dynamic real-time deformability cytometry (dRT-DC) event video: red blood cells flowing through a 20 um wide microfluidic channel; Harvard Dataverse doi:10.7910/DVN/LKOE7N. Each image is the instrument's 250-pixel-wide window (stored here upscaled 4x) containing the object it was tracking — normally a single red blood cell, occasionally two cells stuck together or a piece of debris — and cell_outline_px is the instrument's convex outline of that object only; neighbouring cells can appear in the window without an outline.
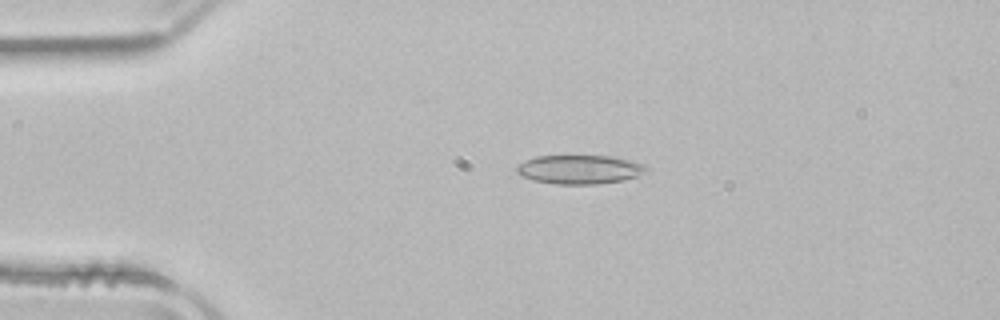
{"species": "common noctule bat (a hibernating species)", "species_latin": "Nyctalus noctula", "temperature_condition": "room temperature", "stored_images_in_passage": 4, "camera_frame_rate_fps": 3000, "um_per_image_px": 0.085, "animal": {"sex": "male", "body_mass_g": 21.5, "forearm_length_mm": 52.0}, "frame": {"image": 1, "passage_image": 3, "time_ms": 0.667, "image_size_px": [1000, 320], "cell_outline_px": [[648, 168], [636, 176], [624, 180], [596, 184], [556, 184], [532, 180], [520, 176], [516, 172], [516, 168], [524, 160], [536, 156], [612, 156], [644, 164]], "centroid_in_image_um": [49.21, 14.4], "position_along_channel_um": 35.8, "area_um2": 21.73}}
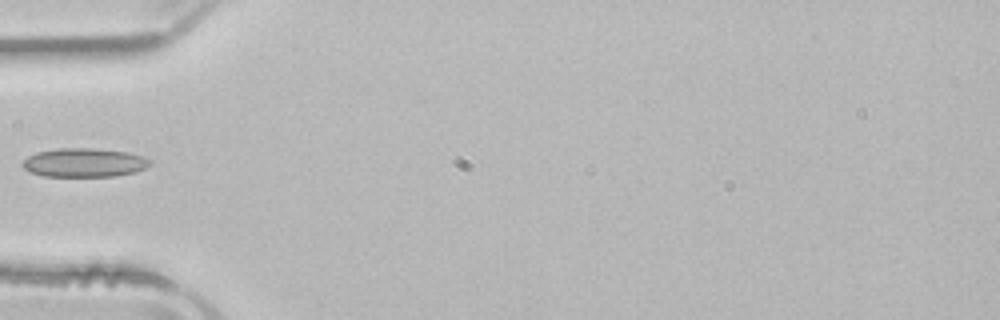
{"frame": {"image": 2, "passage_image": 4, "time_ms": 1.0, "image_size_px": [1000, 320], "cell_outline_px": [[152, 164], [136, 172], [116, 176], [44, 176], [32, 172], [24, 168], [20, 164], [28, 156], [36, 152], [60, 148], [92, 148], [128, 152], [152, 160]], "centroid_in_image_um": [7.17, 13.82], "position_along_channel_um": 77.8, "area_um2": 21.39}}